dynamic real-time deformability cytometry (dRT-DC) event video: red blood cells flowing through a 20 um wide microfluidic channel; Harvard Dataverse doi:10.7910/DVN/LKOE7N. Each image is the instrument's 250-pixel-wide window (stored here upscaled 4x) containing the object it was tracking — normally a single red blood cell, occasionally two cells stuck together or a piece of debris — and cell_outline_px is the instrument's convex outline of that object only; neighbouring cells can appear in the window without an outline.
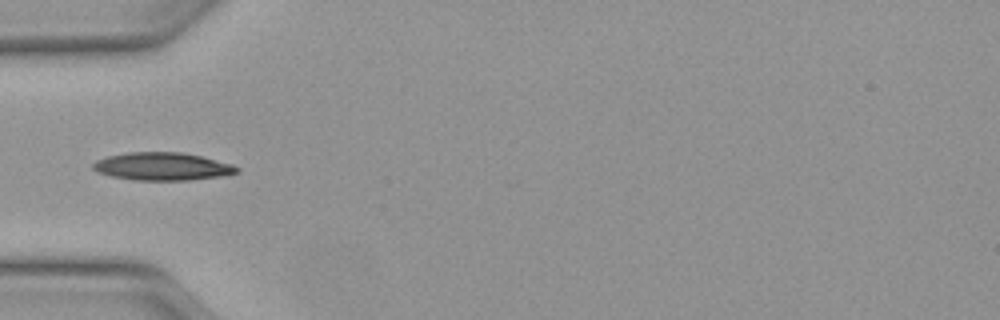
{"species": "Egyptian fruit bat (a non-hibernating species)", "species_latin": "Rousettus aegyptiacus", "temperature_condition": "warm", "stored_images_in_passage": 15, "camera_frame_rate_fps": 3000, "um_per_image_px": 0.085, "animal": {"sex": "female"}, "frame": {"image": 1, "passage_image": 1, "time_ms": 0.0, "image_size_px": [1000, 320], "cell_outline_px": [[240, 172], [220, 176], [188, 180], [136, 180], [112, 176], [100, 172], [92, 168], [92, 164], [96, 160], [108, 156], [128, 152], [184, 152], [232, 164], [240, 168]], "centroid_in_image_um": [13.82, 14.14], "position_along_channel_um": 71.2, "area_um2": 23.18}}
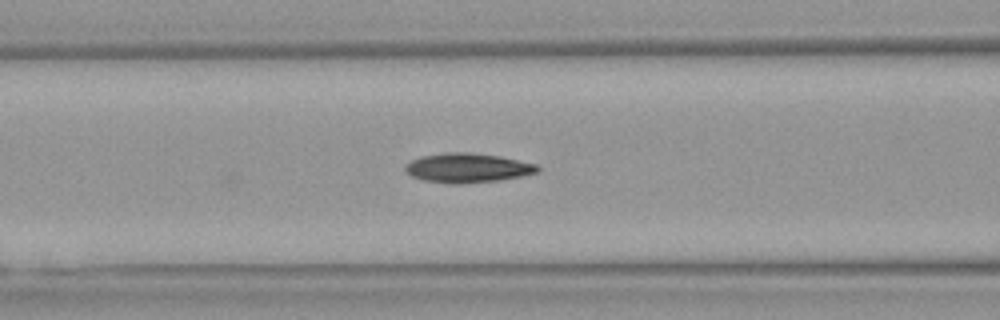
{"frame": {"image": 2, "passage_image": 5, "time_ms": 1.333, "image_size_px": [1000, 320], "cell_outline_px": [[540, 168], [536, 172], [520, 176], [500, 180], [456, 184], [452, 184], [424, 180], [412, 176], [404, 168], [412, 160], [420, 156], [444, 152], [472, 152], [500, 156], [536, 164]], "centroid_in_image_um": [39.73, 14.26], "position_along_channel_um": 126.9, "area_um2": 22.48}}